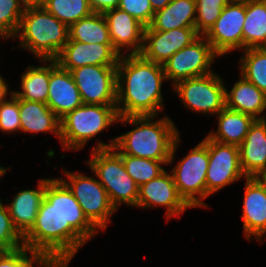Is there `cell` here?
Here are the masks:
<instances>
[{
  "instance_id": "cell-42",
  "label": "cell",
  "mask_w": 266,
  "mask_h": 267,
  "mask_svg": "<svg viewBox=\"0 0 266 267\" xmlns=\"http://www.w3.org/2000/svg\"><path fill=\"white\" fill-rule=\"evenodd\" d=\"M171 0H150L151 7L154 12L165 8Z\"/></svg>"
},
{
  "instance_id": "cell-39",
  "label": "cell",
  "mask_w": 266,
  "mask_h": 267,
  "mask_svg": "<svg viewBox=\"0 0 266 267\" xmlns=\"http://www.w3.org/2000/svg\"><path fill=\"white\" fill-rule=\"evenodd\" d=\"M73 257L52 256L44 257L38 264L39 267H67Z\"/></svg>"
},
{
  "instance_id": "cell-37",
  "label": "cell",
  "mask_w": 266,
  "mask_h": 267,
  "mask_svg": "<svg viewBox=\"0 0 266 267\" xmlns=\"http://www.w3.org/2000/svg\"><path fill=\"white\" fill-rule=\"evenodd\" d=\"M9 94L11 99H6L0 104V130L7 134L21 132L19 98L12 91Z\"/></svg>"
},
{
  "instance_id": "cell-11",
  "label": "cell",
  "mask_w": 266,
  "mask_h": 267,
  "mask_svg": "<svg viewBox=\"0 0 266 267\" xmlns=\"http://www.w3.org/2000/svg\"><path fill=\"white\" fill-rule=\"evenodd\" d=\"M70 72L83 104L116 106L117 66L85 65Z\"/></svg>"
},
{
  "instance_id": "cell-7",
  "label": "cell",
  "mask_w": 266,
  "mask_h": 267,
  "mask_svg": "<svg viewBox=\"0 0 266 267\" xmlns=\"http://www.w3.org/2000/svg\"><path fill=\"white\" fill-rule=\"evenodd\" d=\"M208 164L206 136L171 170L178 194L190 208L207 207L203 199L206 198Z\"/></svg>"
},
{
  "instance_id": "cell-21",
  "label": "cell",
  "mask_w": 266,
  "mask_h": 267,
  "mask_svg": "<svg viewBox=\"0 0 266 267\" xmlns=\"http://www.w3.org/2000/svg\"><path fill=\"white\" fill-rule=\"evenodd\" d=\"M240 165L246 177H258L266 168V119H255L239 146Z\"/></svg>"
},
{
  "instance_id": "cell-33",
  "label": "cell",
  "mask_w": 266,
  "mask_h": 267,
  "mask_svg": "<svg viewBox=\"0 0 266 267\" xmlns=\"http://www.w3.org/2000/svg\"><path fill=\"white\" fill-rule=\"evenodd\" d=\"M231 0H195L196 32L204 36L220 17L222 10Z\"/></svg>"
},
{
  "instance_id": "cell-15",
  "label": "cell",
  "mask_w": 266,
  "mask_h": 267,
  "mask_svg": "<svg viewBox=\"0 0 266 267\" xmlns=\"http://www.w3.org/2000/svg\"><path fill=\"white\" fill-rule=\"evenodd\" d=\"M199 36L196 27L155 31L148 26L145 27L144 44L140 54L149 61L163 64L173 54L190 45Z\"/></svg>"
},
{
  "instance_id": "cell-28",
  "label": "cell",
  "mask_w": 266,
  "mask_h": 267,
  "mask_svg": "<svg viewBox=\"0 0 266 267\" xmlns=\"http://www.w3.org/2000/svg\"><path fill=\"white\" fill-rule=\"evenodd\" d=\"M243 50L261 48L266 41V0H246Z\"/></svg>"
},
{
  "instance_id": "cell-22",
  "label": "cell",
  "mask_w": 266,
  "mask_h": 267,
  "mask_svg": "<svg viewBox=\"0 0 266 267\" xmlns=\"http://www.w3.org/2000/svg\"><path fill=\"white\" fill-rule=\"evenodd\" d=\"M46 179L39 180L37 189L22 190L7 205L13 225L24 236L34 225L45 194Z\"/></svg>"
},
{
  "instance_id": "cell-20",
  "label": "cell",
  "mask_w": 266,
  "mask_h": 267,
  "mask_svg": "<svg viewBox=\"0 0 266 267\" xmlns=\"http://www.w3.org/2000/svg\"><path fill=\"white\" fill-rule=\"evenodd\" d=\"M82 104L80 92L71 72L58 64L50 72L47 105L61 119Z\"/></svg>"
},
{
  "instance_id": "cell-31",
  "label": "cell",
  "mask_w": 266,
  "mask_h": 267,
  "mask_svg": "<svg viewBox=\"0 0 266 267\" xmlns=\"http://www.w3.org/2000/svg\"><path fill=\"white\" fill-rule=\"evenodd\" d=\"M242 51L241 75L266 94V50L249 48Z\"/></svg>"
},
{
  "instance_id": "cell-36",
  "label": "cell",
  "mask_w": 266,
  "mask_h": 267,
  "mask_svg": "<svg viewBox=\"0 0 266 267\" xmlns=\"http://www.w3.org/2000/svg\"><path fill=\"white\" fill-rule=\"evenodd\" d=\"M45 256L23 246L12 251H0V267H35Z\"/></svg>"
},
{
  "instance_id": "cell-17",
  "label": "cell",
  "mask_w": 266,
  "mask_h": 267,
  "mask_svg": "<svg viewBox=\"0 0 266 267\" xmlns=\"http://www.w3.org/2000/svg\"><path fill=\"white\" fill-rule=\"evenodd\" d=\"M121 55L112 44L82 43L68 40L56 61L71 71L85 65L117 66Z\"/></svg>"
},
{
  "instance_id": "cell-10",
  "label": "cell",
  "mask_w": 266,
  "mask_h": 267,
  "mask_svg": "<svg viewBox=\"0 0 266 267\" xmlns=\"http://www.w3.org/2000/svg\"><path fill=\"white\" fill-rule=\"evenodd\" d=\"M217 56L208 40L200 35L162 64L166 80L174 86L179 81L207 75L213 72L210 67Z\"/></svg>"
},
{
  "instance_id": "cell-16",
  "label": "cell",
  "mask_w": 266,
  "mask_h": 267,
  "mask_svg": "<svg viewBox=\"0 0 266 267\" xmlns=\"http://www.w3.org/2000/svg\"><path fill=\"white\" fill-rule=\"evenodd\" d=\"M164 206L167 221L172 216H180L190 208L178 194L173 175L166 170L158 177L139 187L137 208Z\"/></svg>"
},
{
  "instance_id": "cell-46",
  "label": "cell",
  "mask_w": 266,
  "mask_h": 267,
  "mask_svg": "<svg viewBox=\"0 0 266 267\" xmlns=\"http://www.w3.org/2000/svg\"><path fill=\"white\" fill-rule=\"evenodd\" d=\"M0 37H1L2 39H4V38H5V39H9V37H7L6 35L1 34V33H0Z\"/></svg>"
},
{
  "instance_id": "cell-38",
  "label": "cell",
  "mask_w": 266,
  "mask_h": 267,
  "mask_svg": "<svg viewBox=\"0 0 266 267\" xmlns=\"http://www.w3.org/2000/svg\"><path fill=\"white\" fill-rule=\"evenodd\" d=\"M118 8L133 16L145 27L150 25L155 13L150 0H120Z\"/></svg>"
},
{
  "instance_id": "cell-9",
  "label": "cell",
  "mask_w": 266,
  "mask_h": 267,
  "mask_svg": "<svg viewBox=\"0 0 266 267\" xmlns=\"http://www.w3.org/2000/svg\"><path fill=\"white\" fill-rule=\"evenodd\" d=\"M173 90L186 108L204 115H217L226 106V86L214 72L179 81Z\"/></svg>"
},
{
  "instance_id": "cell-45",
  "label": "cell",
  "mask_w": 266,
  "mask_h": 267,
  "mask_svg": "<svg viewBox=\"0 0 266 267\" xmlns=\"http://www.w3.org/2000/svg\"><path fill=\"white\" fill-rule=\"evenodd\" d=\"M5 173H6V168L0 166V177L4 176Z\"/></svg>"
},
{
  "instance_id": "cell-18",
  "label": "cell",
  "mask_w": 266,
  "mask_h": 267,
  "mask_svg": "<svg viewBox=\"0 0 266 267\" xmlns=\"http://www.w3.org/2000/svg\"><path fill=\"white\" fill-rule=\"evenodd\" d=\"M102 14L108 25L113 48L120 55L125 53L122 49L127 52L130 50L129 54H140L144 44L145 26L118 7L106 10Z\"/></svg>"
},
{
  "instance_id": "cell-6",
  "label": "cell",
  "mask_w": 266,
  "mask_h": 267,
  "mask_svg": "<svg viewBox=\"0 0 266 267\" xmlns=\"http://www.w3.org/2000/svg\"><path fill=\"white\" fill-rule=\"evenodd\" d=\"M87 160L91 171L106 189L112 205L118 210L122 203L137 206L139 186L127 173L120 155L113 149H95Z\"/></svg>"
},
{
  "instance_id": "cell-27",
  "label": "cell",
  "mask_w": 266,
  "mask_h": 267,
  "mask_svg": "<svg viewBox=\"0 0 266 267\" xmlns=\"http://www.w3.org/2000/svg\"><path fill=\"white\" fill-rule=\"evenodd\" d=\"M47 66L30 65L21 75V90L12 91L19 99L47 104L50 72L58 65L56 60H40Z\"/></svg>"
},
{
  "instance_id": "cell-32",
  "label": "cell",
  "mask_w": 266,
  "mask_h": 267,
  "mask_svg": "<svg viewBox=\"0 0 266 267\" xmlns=\"http://www.w3.org/2000/svg\"><path fill=\"white\" fill-rule=\"evenodd\" d=\"M119 155L122 158L127 173L139 187L162 174L165 171L164 167H161L162 165H169V162H161L127 154Z\"/></svg>"
},
{
  "instance_id": "cell-34",
  "label": "cell",
  "mask_w": 266,
  "mask_h": 267,
  "mask_svg": "<svg viewBox=\"0 0 266 267\" xmlns=\"http://www.w3.org/2000/svg\"><path fill=\"white\" fill-rule=\"evenodd\" d=\"M27 3L24 0H0V33L14 37Z\"/></svg>"
},
{
  "instance_id": "cell-25",
  "label": "cell",
  "mask_w": 266,
  "mask_h": 267,
  "mask_svg": "<svg viewBox=\"0 0 266 267\" xmlns=\"http://www.w3.org/2000/svg\"><path fill=\"white\" fill-rule=\"evenodd\" d=\"M218 129L208 137L219 143L240 146L255 119L247 114L227 108L217 114Z\"/></svg>"
},
{
  "instance_id": "cell-13",
  "label": "cell",
  "mask_w": 266,
  "mask_h": 267,
  "mask_svg": "<svg viewBox=\"0 0 266 267\" xmlns=\"http://www.w3.org/2000/svg\"><path fill=\"white\" fill-rule=\"evenodd\" d=\"M209 164L206 174V198L245 177L240 165L239 147L208 137Z\"/></svg>"
},
{
  "instance_id": "cell-43",
  "label": "cell",
  "mask_w": 266,
  "mask_h": 267,
  "mask_svg": "<svg viewBox=\"0 0 266 267\" xmlns=\"http://www.w3.org/2000/svg\"><path fill=\"white\" fill-rule=\"evenodd\" d=\"M258 178L265 184L266 186V168L259 174Z\"/></svg>"
},
{
  "instance_id": "cell-19",
  "label": "cell",
  "mask_w": 266,
  "mask_h": 267,
  "mask_svg": "<svg viewBox=\"0 0 266 267\" xmlns=\"http://www.w3.org/2000/svg\"><path fill=\"white\" fill-rule=\"evenodd\" d=\"M243 201L244 237L262 241L266 235V186L258 177H246Z\"/></svg>"
},
{
  "instance_id": "cell-5",
  "label": "cell",
  "mask_w": 266,
  "mask_h": 267,
  "mask_svg": "<svg viewBox=\"0 0 266 267\" xmlns=\"http://www.w3.org/2000/svg\"><path fill=\"white\" fill-rule=\"evenodd\" d=\"M116 106L82 104L60 119V142L65 150H80L87 141L118 122Z\"/></svg>"
},
{
  "instance_id": "cell-8",
  "label": "cell",
  "mask_w": 266,
  "mask_h": 267,
  "mask_svg": "<svg viewBox=\"0 0 266 267\" xmlns=\"http://www.w3.org/2000/svg\"><path fill=\"white\" fill-rule=\"evenodd\" d=\"M66 179L59 178L72 192L80 204L85 217L99 231L105 230L110 217L116 212L106 189L97 178L84 176L81 173L63 171Z\"/></svg>"
},
{
  "instance_id": "cell-41",
  "label": "cell",
  "mask_w": 266,
  "mask_h": 267,
  "mask_svg": "<svg viewBox=\"0 0 266 267\" xmlns=\"http://www.w3.org/2000/svg\"><path fill=\"white\" fill-rule=\"evenodd\" d=\"M9 93L8 85L4 80V77L0 75V104L7 99Z\"/></svg>"
},
{
  "instance_id": "cell-29",
  "label": "cell",
  "mask_w": 266,
  "mask_h": 267,
  "mask_svg": "<svg viewBox=\"0 0 266 267\" xmlns=\"http://www.w3.org/2000/svg\"><path fill=\"white\" fill-rule=\"evenodd\" d=\"M69 39L82 43L112 44L106 19L97 12L72 24Z\"/></svg>"
},
{
  "instance_id": "cell-40",
  "label": "cell",
  "mask_w": 266,
  "mask_h": 267,
  "mask_svg": "<svg viewBox=\"0 0 266 267\" xmlns=\"http://www.w3.org/2000/svg\"><path fill=\"white\" fill-rule=\"evenodd\" d=\"M93 12L103 13L106 10L117 8L120 0H88Z\"/></svg>"
},
{
  "instance_id": "cell-44",
  "label": "cell",
  "mask_w": 266,
  "mask_h": 267,
  "mask_svg": "<svg viewBox=\"0 0 266 267\" xmlns=\"http://www.w3.org/2000/svg\"><path fill=\"white\" fill-rule=\"evenodd\" d=\"M27 4H40L41 0H24Z\"/></svg>"
},
{
  "instance_id": "cell-24",
  "label": "cell",
  "mask_w": 266,
  "mask_h": 267,
  "mask_svg": "<svg viewBox=\"0 0 266 267\" xmlns=\"http://www.w3.org/2000/svg\"><path fill=\"white\" fill-rule=\"evenodd\" d=\"M21 132H51L60 140V119L47 104L19 99Z\"/></svg>"
},
{
  "instance_id": "cell-1",
  "label": "cell",
  "mask_w": 266,
  "mask_h": 267,
  "mask_svg": "<svg viewBox=\"0 0 266 267\" xmlns=\"http://www.w3.org/2000/svg\"><path fill=\"white\" fill-rule=\"evenodd\" d=\"M165 80L162 64L149 61L141 54L121 55L116 85L119 117L158 116L164 107L161 87Z\"/></svg>"
},
{
  "instance_id": "cell-3",
  "label": "cell",
  "mask_w": 266,
  "mask_h": 267,
  "mask_svg": "<svg viewBox=\"0 0 266 267\" xmlns=\"http://www.w3.org/2000/svg\"><path fill=\"white\" fill-rule=\"evenodd\" d=\"M13 38L39 60H56L69 40V27L39 4H27Z\"/></svg>"
},
{
  "instance_id": "cell-26",
  "label": "cell",
  "mask_w": 266,
  "mask_h": 267,
  "mask_svg": "<svg viewBox=\"0 0 266 267\" xmlns=\"http://www.w3.org/2000/svg\"><path fill=\"white\" fill-rule=\"evenodd\" d=\"M196 10L195 0H171L154 13L149 27L155 31L195 27Z\"/></svg>"
},
{
  "instance_id": "cell-47",
  "label": "cell",
  "mask_w": 266,
  "mask_h": 267,
  "mask_svg": "<svg viewBox=\"0 0 266 267\" xmlns=\"http://www.w3.org/2000/svg\"><path fill=\"white\" fill-rule=\"evenodd\" d=\"M261 49L266 50V41L265 44L261 47Z\"/></svg>"
},
{
  "instance_id": "cell-30",
  "label": "cell",
  "mask_w": 266,
  "mask_h": 267,
  "mask_svg": "<svg viewBox=\"0 0 266 267\" xmlns=\"http://www.w3.org/2000/svg\"><path fill=\"white\" fill-rule=\"evenodd\" d=\"M39 5L68 27L93 13L88 0H43Z\"/></svg>"
},
{
  "instance_id": "cell-4",
  "label": "cell",
  "mask_w": 266,
  "mask_h": 267,
  "mask_svg": "<svg viewBox=\"0 0 266 267\" xmlns=\"http://www.w3.org/2000/svg\"><path fill=\"white\" fill-rule=\"evenodd\" d=\"M44 198L60 215V256L74 257L98 230L85 217L80 204L58 178H47Z\"/></svg>"
},
{
  "instance_id": "cell-35",
  "label": "cell",
  "mask_w": 266,
  "mask_h": 267,
  "mask_svg": "<svg viewBox=\"0 0 266 267\" xmlns=\"http://www.w3.org/2000/svg\"><path fill=\"white\" fill-rule=\"evenodd\" d=\"M24 246L23 236L13 225L7 205L0 199V251H12Z\"/></svg>"
},
{
  "instance_id": "cell-12",
  "label": "cell",
  "mask_w": 266,
  "mask_h": 267,
  "mask_svg": "<svg viewBox=\"0 0 266 267\" xmlns=\"http://www.w3.org/2000/svg\"><path fill=\"white\" fill-rule=\"evenodd\" d=\"M246 15V0H231L222 10L204 37L220 56L243 49V25Z\"/></svg>"
},
{
  "instance_id": "cell-2",
  "label": "cell",
  "mask_w": 266,
  "mask_h": 267,
  "mask_svg": "<svg viewBox=\"0 0 266 267\" xmlns=\"http://www.w3.org/2000/svg\"><path fill=\"white\" fill-rule=\"evenodd\" d=\"M154 118L155 116L119 117L118 122L133 124L135 129L114 137L109 144L97 141V146L92 150L113 148L118 154L171 164L180 144L179 131L168 116L158 120Z\"/></svg>"
},
{
  "instance_id": "cell-14",
  "label": "cell",
  "mask_w": 266,
  "mask_h": 267,
  "mask_svg": "<svg viewBox=\"0 0 266 267\" xmlns=\"http://www.w3.org/2000/svg\"><path fill=\"white\" fill-rule=\"evenodd\" d=\"M24 246L45 257L60 256V215L43 198L32 228L23 236Z\"/></svg>"
},
{
  "instance_id": "cell-23",
  "label": "cell",
  "mask_w": 266,
  "mask_h": 267,
  "mask_svg": "<svg viewBox=\"0 0 266 267\" xmlns=\"http://www.w3.org/2000/svg\"><path fill=\"white\" fill-rule=\"evenodd\" d=\"M240 78L230 91L226 88V107L250 115L254 119H266L265 115H262L266 109V94L242 75Z\"/></svg>"
}]
</instances>
